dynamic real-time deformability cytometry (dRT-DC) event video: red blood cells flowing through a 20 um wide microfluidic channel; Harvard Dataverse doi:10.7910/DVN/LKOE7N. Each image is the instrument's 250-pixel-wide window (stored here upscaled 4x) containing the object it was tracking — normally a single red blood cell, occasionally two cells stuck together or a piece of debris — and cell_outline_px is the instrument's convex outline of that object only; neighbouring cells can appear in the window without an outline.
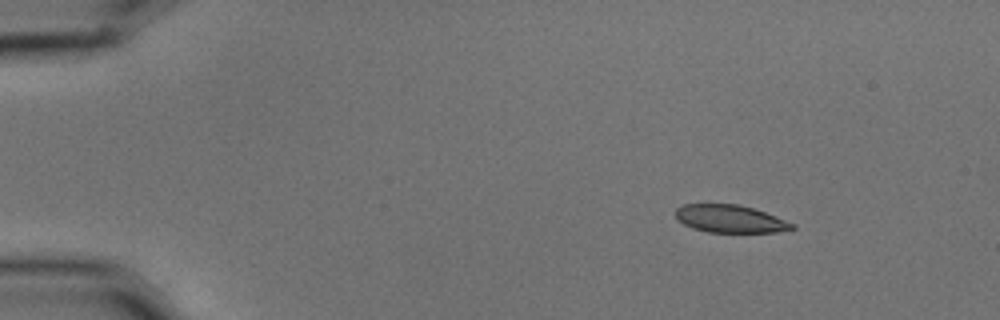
{"species": "common noctule bat (a hibernating species)", "species_latin": "Nyctalus noctula", "temperature_condition": "cold", "stored_images_in_passage": 4, "camera_frame_rate_fps": 3000, "um_per_image_px": 0.085, "animal": {"sex": "male", "body_mass_g": 15.6}, "frame": {"image": 1, "passage_image": 1, "time_ms": 0.0, "image_size_px": [1000, 320], "cell_outline_px": [[796, 228], [776, 232], [708, 232], [692, 228], [676, 220], [676, 208], [684, 204], [740, 204], [776, 216], [796, 224]], "centroid_in_image_um": [62.06, 18.6], "position_along_channel_um": 22.9, "area_um2": 18.84}}
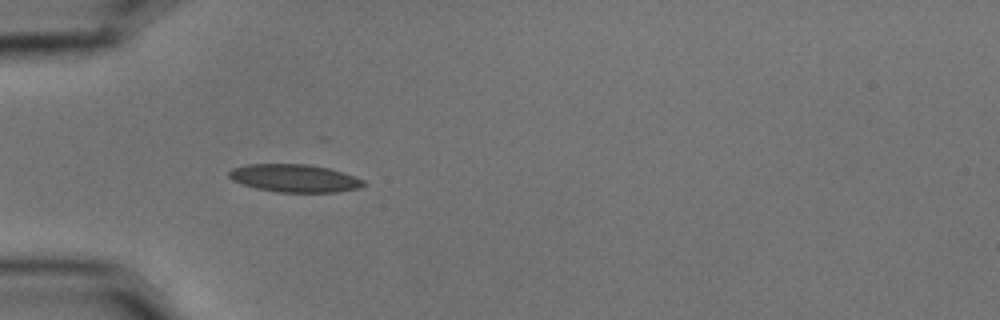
{"frame": {"image": 2, "passage_image": 3, "time_ms": 0.667, "image_size_px": [1000, 320], "cell_outline_px": [[368, 184], [360, 188], [336, 192], [276, 192], [256, 188], [232, 180], [228, 176], [228, 172], [232, 168], [248, 164], [308, 164], [328, 168], [364, 180]], "centroid_in_image_um": [25.03, 15.15], "position_along_channel_um": 60.0, "area_um2": 21.73}}
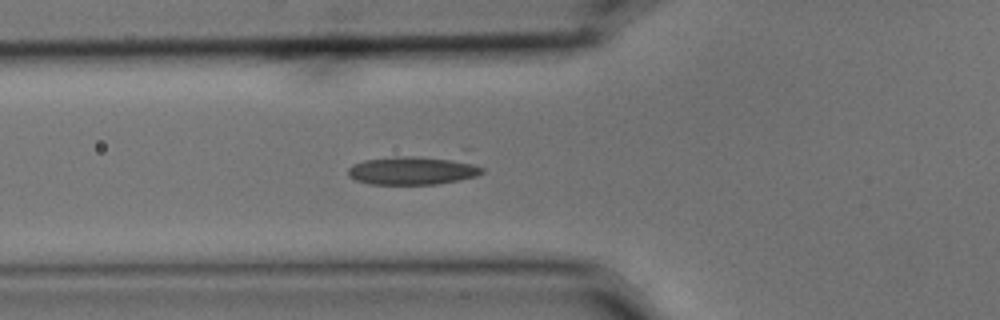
{"frame": {"image": 3, "passage_image": 4, "time_ms": 1.0, "image_size_px": [1000, 320], "cell_outline_px": [[484, 172], [476, 176], [436, 184], [368, 184], [356, 180], [348, 176], [348, 168], [352, 164], [364, 160], [396, 156], [464, 148], [472, 148], [484, 168]], "centroid_in_image_um": [35.59, 14.29], "position_along_channel_um": 90.2, "area_um2": 26.24}}